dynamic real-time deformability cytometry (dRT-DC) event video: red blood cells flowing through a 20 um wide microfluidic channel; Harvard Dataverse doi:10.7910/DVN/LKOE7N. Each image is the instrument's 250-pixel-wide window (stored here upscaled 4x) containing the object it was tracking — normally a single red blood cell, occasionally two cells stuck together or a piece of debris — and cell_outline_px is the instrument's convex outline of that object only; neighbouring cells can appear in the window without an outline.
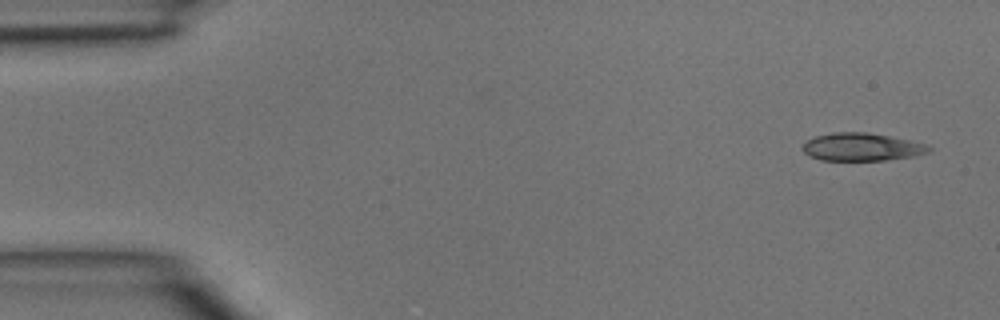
{"species": "common noctule bat (a hibernating species)", "species_latin": "Nyctalus noctula", "temperature_condition": "room temperature", "stored_images_in_passage": 3, "camera_frame_rate_fps": 3000, "um_per_image_px": 0.085, "animal": {"sex": "male", "body_mass_g": 15.6}, "frame": {"image": 1, "passage_image": 1, "time_ms": 0.0, "image_size_px": [1000, 320], "cell_outline_px": [[932, 148], [928, 152], [912, 156], [884, 160], [820, 160], [808, 156], [800, 148], [808, 140], [816, 136], [832, 132], [868, 132], [908, 140], [924, 144]], "centroid_in_image_um": [73.18, 12.49], "position_along_channel_um": 11.8, "area_um2": 20.29}}